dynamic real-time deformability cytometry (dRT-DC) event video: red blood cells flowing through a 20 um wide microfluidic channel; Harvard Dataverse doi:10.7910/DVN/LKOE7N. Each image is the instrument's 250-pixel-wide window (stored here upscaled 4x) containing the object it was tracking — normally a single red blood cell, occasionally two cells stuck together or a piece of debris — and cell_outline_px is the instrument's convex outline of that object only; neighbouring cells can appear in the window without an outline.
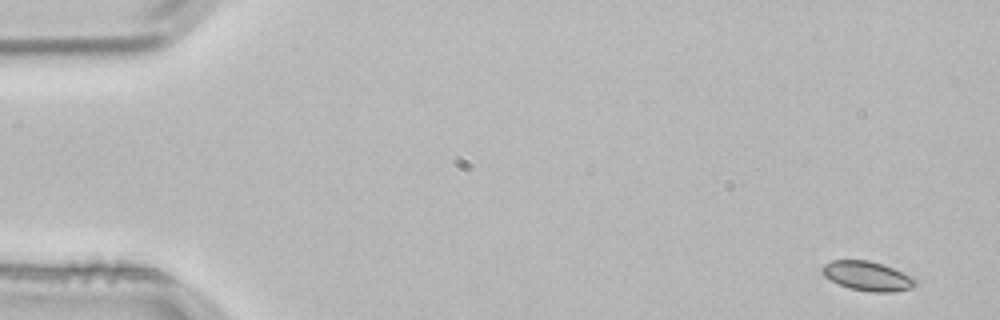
{"species": "common noctule bat (a hibernating species)", "species_latin": "Nyctalus noctula", "temperature_condition": "room temperature", "stored_images_in_passage": 4, "camera_frame_rate_fps": 3000, "um_per_image_px": 0.085, "animal": {"sex": "male", "body_mass_g": 21.5, "forearm_length_mm": 52.0}, "frame": {"image": 1, "passage_image": 1, "time_ms": 0.0, "image_size_px": [1000, 320], "cell_outline_px": [[916, 284], [912, 288], [892, 292], [872, 292], [848, 288], [824, 276], [820, 272], [820, 268], [824, 264], [832, 260], [868, 260], [892, 268], [912, 276], [916, 280]], "centroid_in_image_um": [73.7, 23.46], "position_along_channel_um": 11.3, "area_um2": 15.9}}
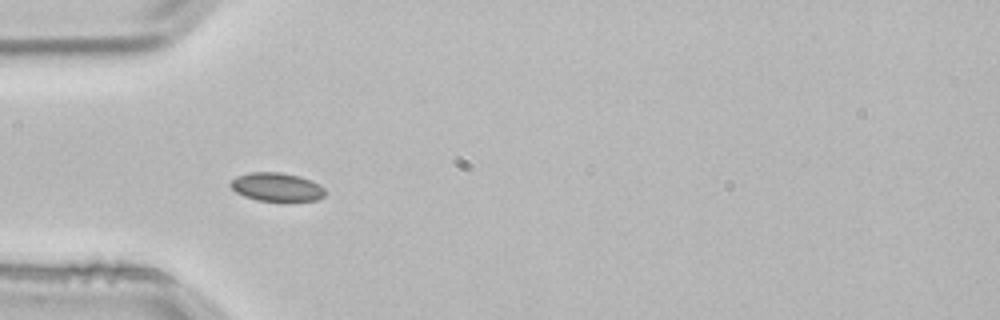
{"frame": {"image": 2, "passage_image": 4, "time_ms": 1.0, "image_size_px": [1000, 320], "cell_outline_px": [[324, 196], [316, 200], [256, 200], [244, 196], [236, 192], [228, 184], [236, 176], [248, 172], [280, 172], [300, 176], [320, 184], [324, 188]], "centroid_in_image_um": [23.49, 15.87], "position_along_channel_um": 61.5, "area_um2": 15.61}}